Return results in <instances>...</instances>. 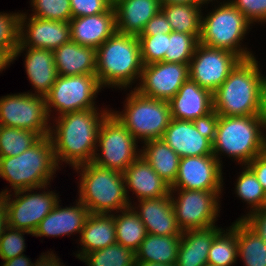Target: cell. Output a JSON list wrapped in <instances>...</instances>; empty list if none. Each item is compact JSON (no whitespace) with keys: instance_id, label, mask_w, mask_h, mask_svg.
<instances>
[{"instance_id":"43","label":"cell","mask_w":266,"mask_h":266,"mask_svg":"<svg viewBox=\"0 0 266 266\" xmlns=\"http://www.w3.org/2000/svg\"><path fill=\"white\" fill-rule=\"evenodd\" d=\"M230 2L252 23L266 22V0H230Z\"/></svg>"},{"instance_id":"16","label":"cell","mask_w":266,"mask_h":266,"mask_svg":"<svg viewBox=\"0 0 266 266\" xmlns=\"http://www.w3.org/2000/svg\"><path fill=\"white\" fill-rule=\"evenodd\" d=\"M222 167L214 155L182 157L176 180L170 188L223 191Z\"/></svg>"},{"instance_id":"44","label":"cell","mask_w":266,"mask_h":266,"mask_svg":"<svg viewBox=\"0 0 266 266\" xmlns=\"http://www.w3.org/2000/svg\"><path fill=\"white\" fill-rule=\"evenodd\" d=\"M70 4L72 18L104 13L113 6L107 0H70Z\"/></svg>"},{"instance_id":"58","label":"cell","mask_w":266,"mask_h":266,"mask_svg":"<svg viewBox=\"0 0 266 266\" xmlns=\"http://www.w3.org/2000/svg\"><path fill=\"white\" fill-rule=\"evenodd\" d=\"M203 266H215V265H212V264L207 263V264H205Z\"/></svg>"},{"instance_id":"52","label":"cell","mask_w":266,"mask_h":266,"mask_svg":"<svg viewBox=\"0 0 266 266\" xmlns=\"http://www.w3.org/2000/svg\"><path fill=\"white\" fill-rule=\"evenodd\" d=\"M13 62V56L3 49H0V72L7 69Z\"/></svg>"},{"instance_id":"40","label":"cell","mask_w":266,"mask_h":266,"mask_svg":"<svg viewBox=\"0 0 266 266\" xmlns=\"http://www.w3.org/2000/svg\"><path fill=\"white\" fill-rule=\"evenodd\" d=\"M140 43L141 60L143 65L164 60L167 52L168 34L155 36H137Z\"/></svg>"},{"instance_id":"36","label":"cell","mask_w":266,"mask_h":266,"mask_svg":"<svg viewBox=\"0 0 266 266\" xmlns=\"http://www.w3.org/2000/svg\"><path fill=\"white\" fill-rule=\"evenodd\" d=\"M42 137L33 131L0 125V157L17 156Z\"/></svg>"},{"instance_id":"33","label":"cell","mask_w":266,"mask_h":266,"mask_svg":"<svg viewBox=\"0 0 266 266\" xmlns=\"http://www.w3.org/2000/svg\"><path fill=\"white\" fill-rule=\"evenodd\" d=\"M238 257L244 266H266V243L242 220L237 219Z\"/></svg>"},{"instance_id":"28","label":"cell","mask_w":266,"mask_h":266,"mask_svg":"<svg viewBox=\"0 0 266 266\" xmlns=\"http://www.w3.org/2000/svg\"><path fill=\"white\" fill-rule=\"evenodd\" d=\"M222 229L216 225L205 229L183 231L176 265L203 266L207 264L212 241Z\"/></svg>"},{"instance_id":"11","label":"cell","mask_w":266,"mask_h":266,"mask_svg":"<svg viewBox=\"0 0 266 266\" xmlns=\"http://www.w3.org/2000/svg\"><path fill=\"white\" fill-rule=\"evenodd\" d=\"M101 89L96 75H59L45 96L50 120L54 111L58 117L69 112L98 108L95 100Z\"/></svg>"},{"instance_id":"29","label":"cell","mask_w":266,"mask_h":266,"mask_svg":"<svg viewBox=\"0 0 266 266\" xmlns=\"http://www.w3.org/2000/svg\"><path fill=\"white\" fill-rule=\"evenodd\" d=\"M140 156L170 186L175 182L181 157L162 139L144 142Z\"/></svg>"},{"instance_id":"25","label":"cell","mask_w":266,"mask_h":266,"mask_svg":"<svg viewBox=\"0 0 266 266\" xmlns=\"http://www.w3.org/2000/svg\"><path fill=\"white\" fill-rule=\"evenodd\" d=\"M161 0H118L114 5L116 31L138 36L161 10Z\"/></svg>"},{"instance_id":"20","label":"cell","mask_w":266,"mask_h":266,"mask_svg":"<svg viewBox=\"0 0 266 266\" xmlns=\"http://www.w3.org/2000/svg\"><path fill=\"white\" fill-rule=\"evenodd\" d=\"M22 53L25 54L24 67L27 78L35 91L33 94L46 96L59 76L54 62L53 51L17 47L13 53V63Z\"/></svg>"},{"instance_id":"50","label":"cell","mask_w":266,"mask_h":266,"mask_svg":"<svg viewBox=\"0 0 266 266\" xmlns=\"http://www.w3.org/2000/svg\"><path fill=\"white\" fill-rule=\"evenodd\" d=\"M8 227L6 198L4 195H0V238Z\"/></svg>"},{"instance_id":"2","label":"cell","mask_w":266,"mask_h":266,"mask_svg":"<svg viewBox=\"0 0 266 266\" xmlns=\"http://www.w3.org/2000/svg\"><path fill=\"white\" fill-rule=\"evenodd\" d=\"M256 57L241 59L213 93L219 116L265 115L266 76Z\"/></svg>"},{"instance_id":"32","label":"cell","mask_w":266,"mask_h":266,"mask_svg":"<svg viewBox=\"0 0 266 266\" xmlns=\"http://www.w3.org/2000/svg\"><path fill=\"white\" fill-rule=\"evenodd\" d=\"M115 214L116 242L135 253L147 235L144 224L131 206Z\"/></svg>"},{"instance_id":"48","label":"cell","mask_w":266,"mask_h":266,"mask_svg":"<svg viewBox=\"0 0 266 266\" xmlns=\"http://www.w3.org/2000/svg\"><path fill=\"white\" fill-rule=\"evenodd\" d=\"M246 166L254 173L257 180L266 191V159L261 155L256 156Z\"/></svg>"},{"instance_id":"4","label":"cell","mask_w":266,"mask_h":266,"mask_svg":"<svg viewBox=\"0 0 266 266\" xmlns=\"http://www.w3.org/2000/svg\"><path fill=\"white\" fill-rule=\"evenodd\" d=\"M265 137V115L219 116L212 143L213 155L221 165L223 155L241 166L247 165L261 155Z\"/></svg>"},{"instance_id":"10","label":"cell","mask_w":266,"mask_h":266,"mask_svg":"<svg viewBox=\"0 0 266 266\" xmlns=\"http://www.w3.org/2000/svg\"><path fill=\"white\" fill-rule=\"evenodd\" d=\"M222 192L170 189L171 203L179 229L183 232L215 226L217 218L220 217L218 213L221 210Z\"/></svg>"},{"instance_id":"49","label":"cell","mask_w":266,"mask_h":266,"mask_svg":"<svg viewBox=\"0 0 266 266\" xmlns=\"http://www.w3.org/2000/svg\"><path fill=\"white\" fill-rule=\"evenodd\" d=\"M60 260L56 252L54 254L53 251H47V253H41L39 259L37 258L32 266H66Z\"/></svg>"},{"instance_id":"22","label":"cell","mask_w":266,"mask_h":266,"mask_svg":"<svg viewBox=\"0 0 266 266\" xmlns=\"http://www.w3.org/2000/svg\"><path fill=\"white\" fill-rule=\"evenodd\" d=\"M69 25L71 41L97 49L116 32L114 7L104 13L72 18Z\"/></svg>"},{"instance_id":"57","label":"cell","mask_w":266,"mask_h":266,"mask_svg":"<svg viewBox=\"0 0 266 266\" xmlns=\"http://www.w3.org/2000/svg\"><path fill=\"white\" fill-rule=\"evenodd\" d=\"M108 2H110L112 5H114L118 0H107Z\"/></svg>"},{"instance_id":"21","label":"cell","mask_w":266,"mask_h":266,"mask_svg":"<svg viewBox=\"0 0 266 266\" xmlns=\"http://www.w3.org/2000/svg\"><path fill=\"white\" fill-rule=\"evenodd\" d=\"M123 176L130 205H132V199L129 198L130 191L135 194L136 201L170 195V185L141 156L127 167Z\"/></svg>"},{"instance_id":"39","label":"cell","mask_w":266,"mask_h":266,"mask_svg":"<svg viewBox=\"0 0 266 266\" xmlns=\"http://www.w3.org/2000/svg\"><path fill=\"white\" fill-rule=\"evenodd\" d=\"M30 2L32 13L28 16L64 22H70L72 19L70 0H30Z\"/></svg>"},{"instance_id":"23","label":"cell","mask_w":266,"mask_h":266,"mask_svg":"<svg viewBox=\"0 0 266 266\" xmlns=\"http://www.w3.org/2000/svg\"><path fill=\"white\" fill-rule=\"evenodd\" d=\"M168 102L171 118L193 121L213 110V93L188 78Z\"/></svg>"},{"instance_id":"27","label":"cell","mask_w":266,"mask_h":266,"mask_svg":"<svg viewBox=\"0 0 266 266\" xmlns=\"http://www.w3.org/2000/svg\"><path fill=\"white\" fill-rule=\"evenodd\" d=\"M54 62L61 76L95 75L96 49L69 41L53 51Z\"/></svg>"},{"instance_id":"41","label":"cell","mask_w":266,"mask_h":266,"mask_svg":"<svg viewBox=\"0 0 266 266\" xmlns=\"http://www.w3.org/2000/svg\"><path fill=\"white\" fill-rule=\"evenodd\" d=\"M21 12H0V49L12 56L19 42V18Z\"/></svg>"},{"instance_id":"46","label":"cell","mask_w":266,"mask_h":266,"mask_svg":"<svg viewBox=\"0 0 266 266\" xmlns=\"http://www.w3.org/2000/svg\"><path fill=\"white\" fill-rule=\"evenodd\" d=\"M171 32L170 23L160 10L147 22L144 30L138 36H155L156 34H170Z\"/></svg>"},{"instance_id":"54","label":"cell","mask_w":266,"mask_h":266,"mask_svg":"<svg viewBox=\"0 0 266 266\" xmlns=\"http://www.w3.org/2000/svg\"><path fill=\"white\" fill-rule=\"evenodd\" d=\"M219 1V0H218ZM217 0H197V5H199V6H201V7H203L204 8V6H205V8H207L206 7V4H207V6H208V4L211 2L212 3V6H213V4L215 5L216 3L215 2H217V4L219 3ZM221 1V0H220ZM214 2V3H213Z\"/></svg>"},{"instance_id":"19","label":"cell","mask_w":266,"mask_h":266,"mask_svg":"<svg viewBox=\"0 0 266 266\" xmlns=\"http://www.w3.org/2000/svg\"><path fill=\"white\" fill-rule=\"evenodd\" d=\"M137 202L130 206L139 216L147 233L160 236H181L182 231L177 225L170 195Z\"/></svg>"},{"instance_id":"18","label":"cell","mask_w":266,"mask_h":266,"mask_svg":"<svg viewBox=\"0 0 266 266\" xmlns=\"http://www.w3.org/2000/svg\"><path fill=\"white\" fill-rule=\"evenodd\" d=\"M59 200L51 212L39 223L32 236L60 237L81 234L85 221L90 214L87 207L76 199L75 205L64 207Z\"/></svg>"},{"instance_id":"51","label":"cell","mask_w":266,"mask_h":266,"mask_svg":"<svg viewBox=\"0 0 266 266\" xmlns=\"http://www.w3.org/2000/svg\"><path fill=\"white\" fill-rule=\"evenodd\" d=\"M2 266H32L33 262L25 254L19 255L9 260H4Z\"/></svg>"},{"instance_id":"17","label":"cell","mask_w":266,"mask_h":266,"mask_svg":"<svg viewBox=\"0 0 266 266\" xmlns=\"http://www.w3.org/2000/svg\"><path fill=\"white\" fill-rule=\"evenodd\" d=\"M21 12L17 47H30L54 51L71 41L69 22L41 19Z\"/></svg>"},{"instance_id":"55","label":"cell","mask_w":266,"mask_h":266,"mask_svg":"<svg viewBox=\"0 0 266 266\" xmlns=\"http://www.w3.org/2000/svg\"><path fill=\"white\" fill-rule=\"evenodd\" d=\"M135 266H177L176 264L165 265L162 263H135Z\"/></svg>"},{"instance_id":"35","label":"cell","mask_w":266,"mask_h":266,"mask_svg":"<svg viewBox=\"0 0 266 266\" xmlns=\"http://www.w3.org/2000/svg\"><path fill=\"white\" fill-rule=\"evenodd\" d=\"M241 167L240 169L243 170L239 172L236 178L237 181H235L234 193L236 194L235 197L241 199L242 202L244 201L246 205H248L246 208L250 210L247 211L248 213L245 215L239 217L238 220H242L249 213L263 208L266 201V191L263 189L254 173L246 165Z\"/></svg>"},{"instance_id":"45","label":"cell","mask_w":266,"mask_h":266,"mask_svg":"<svg viewBox=\"0 0 266 266\" xmlns=\"http://www.w3.org/2000/svg\"><path fill=\"white\" fill-rule=\"evenodd\" d=\"M219 120V115L213 109L208 114L198 117L193 120V124L198 130V132L206 137L211 143H213L215 139L216 127Z\"/></svg>"},{"instance_id":"53","label":"cell","mask_w":266,"mask_h":266,"mask_svg":"<svg viewBox=\"0 0 266 266\" xmlns=\"http://www.w3.org/2000/svg\"><path fill=\"white\" fill-rule=\"evenodd\" d=\"M161 4H197V0H161Z\"/></svg>"},{"instance_id":"30","label":"cell","mask_w":266,"mask_h":266,"mask_svg":"<svg viewBox=\"0 0 266 266\" xmlns=\"http://www.w3.org/2000/svg\"><path fill=\"white\" fill-rule=\"evenodd\" d=\"M181 236H160L147 233L135 252V263L176 264Z\"/></svg>"},{"instance_id":"59","label":"cell","mask_w":266,"mask_h":266,"mask_svg":"<svg viewBox=\"0 0 266 266\" xmlns=\"http://www.w3.org/2000/svg\"><path fill=\"white\" fill-rule=\"evenodd\" d=\"M265 118H266V99H265Z\"/></svg>"},{"instance_id":"26","label":"cell","mask_w":266,"mask_h":266,"mask_svg":"<svg viewBox=\"0 0 266 266\" xmlns=\"http://www.w3.org/2000/svg\"><path fill=\"white\" fill-rule=\"evenodd\" d=\"M80 249L75 256L81 260L86 254L106 248L116 242L115 213H90L79 236Z\"/></svg>"},{"instance_id":"56","label":"cell","mask_w":266,"mask_h":266,"mask_svg":"<svg viewBox=\"0 0 266 266\" xmlns=\"http://www.w3.org/2000/svg\"><path fill=\"white\" fill-rule=\"evenodd\" d=\"M261 156L264 159H266V137L264 139L263 146H262V149H261Z\"/></svg>"},{"instance_id":"13","label":"cell","mask_w":266,"mask_h":266,"mask_svg":"<svg viewBox=\"0 0 266 266\" xmlns=\"http://www.w3.org/2000/svg\"><path fill=\"white\" fill-rule=\"evenodd\" d=\"M48 185L50 184L4 195L7 204L9 227L26 230L31 233L36 230L39 223L60 200L58 193L54 190H48V187H50ZM34 190L42 192H34Z\"/></svg>"},{"instance_id":"14","label":"cell","mask_w":266,"mask_h":266,"mask_svg":"<svg viewBox=\"0 0 266 266\" xmlns=\"http://www.w3.org/2000/svg\"><path fill=\"white\" fill-rule=\"evenodd\" d=\"M240 60L234 52L199 42L189 63V78L214 93Z\"/></svg>"},{"instance_id":"31","label":"cell","mask_w":266,"mask_h":266,"mask_svg":"<svg viewBox=\"0 0 266 266\" xmlns=\"http://www.w3.org/2000/svg\"><path fill=\"white\" fill-rule=\"evenodd\" d=\"M197 4H162L161 11L170 23L172 31L201 36L202 9Z\"/></svg>"},{"instance_id":"24","label":"cell","mask_w":266,"mask_h":266,"mask_svg":"<svg viewBox=\"0 0 266 266\" xmlns=\"http://www.w3.org/2000/svg\"><path fill=\"white\" fill-rule=\"evenodd\" d=\"M161 139L181 158L213 155L212 143L198 132L192 121L172 118Z\"/></svg>"},{"instance_id":"34","label":"cell","mask_w":266,"mask_h":266,"mask_svg":"<svg viewBox=\"0 0 266 266\" xmlns=\"http://www.w3.org/2000/svg\"><path fill=\"white\" fill-rule=\"evenodd\" d=\"M238 259L237 219L223 228L213 239L208 252V263L215 266H233Z\"/></svg>"},{"instance_id":"42","label":"cell","mask_w":266,"mask_h":266,"mask_svg":"<svg viewBox=\"0 0 266 266\" xmlns=\"http://www.w3.org/2000/svg\"><path fill=\"white\" fill-rule=\"evenodd\" d=\"M25 234L33 235V233L8 227L0 238V258L2 261L9 260L24 254L26 249Z\"/></svg>"},{"instance_id":"3","label":"cell","mask_w":266,"mask_h":266,"mask_svg":"<svg viewBox=\"0 0 266 266\" xmlns=\"http://www.w3.org/2000/svg\"><path fill=\"white\" fill-rule=\"evenodd\" d=\"M143 63L136 35L115 32L96 49V77L100 86L119 90L140 80Z\"/></svg>"},{"instance_id":"8","label":"cell","mask_w":266,"mask_h":266,"mask_svg":"<svg viewBox=\"0 0 266 266\" xmlns=\"http://www.w3.org/2000/svg\"><path fill=\"white\" fill-rule=\"evenodd\" d=\"M129 91L123 111H114L111 108L110 112L142 144L161 139L172 119L169 102L144 96L134 87Z\"/></svg>"},{"instance_id":"7","label":"cell","mask_w":266,"mask_h":266,"mask_svg":"<svg viewBox=\"0 0 266 266\" xmlns=\"http://www.w3.org/2000/svg\"><path fill=\"white\" fill-rule=\"evenodd\" d=\"M212 9L205 15L202 12L199 42L212 48L234 52L241 59L255 57L253 51L242 45L253 24L230 0L221 1Z\"/></svg>"},{"instance_id":"12","label":"cell","mask_w":266,"mask_h":266,"mask_svg":"<svg viewBox=\"0 0 266 266\" xmlns=\"http://www.w3.org/2000/svg\"><path fill=\"white\" fill-rule=\"evenodd\" d=\"M51 120L46 110V97L33 92L7 94L0 97V125L50 135Z\"/></svg>"},{"instance_id":"37","label":"cell","mask_w":266,"mask_h":266,"mask_svg":"<svg viewBox=\"0 0 266 266\" xmlns=\"http://www.w3.org/2000/svg\"><path fill=\"white\" fill-rule=\"evenodd\" d=\"M81 261L87 266H135V253L115 243L86 254Z\"/></svg>"},{"instance_id":"38","label":"cell","mask_w":266,"mask_h":266,"mask_svg":"<svg viewBox=\"0 0 266 266\" xmlns=\"http://www.w3.org/2000/svg\"><path fill=\"white\" fill-rule=\"evenodd\" d=\"M199 40L193 34L172 31L168 34L167 52L164 62L190 63Z\"/></svg>"},{"instance_id":"47","label":"cell","mask_w":266,"mask_h":266,"mask_svg":"<svg viewBox=\"0 0 266 266\" xmlns=\"http://www.w3.org/2000/svg\"><path fill=\"white\" fill-rule=\"evenodd\" d=\"M242 221L266 243V207L249 213Z\"/></svg>"},{"instance_id":"5","label":"cell","mask_w":266,"mask_h":266,"mask_svg":"<svg viewBox=\"0 0 266 266\" xmlns=\"http://www.w3.org/2000/svg\"><path fill=\"white\" fill-rule=\"evenodd\" d=\"M57 170L60 166L55 159L52 140L50 136L42 137L17 156L0 157V177L11 186V189H2L0 195L50 184Z\"/></svg>"},{"instance_id":"1","label":"cell","mask_w":266,"mask_h":266,"mask_svg":"<svg viewBox=\"0 0 266 266\" xmlns=\"http://www.w3.org/2000/svg\"><path fill=\"white\" fill-rule=\"evenodd\" d=\"M99 109L93 108L51 117L53 125L50 126L49 136L58 166L65 163L74 168L93 161L100 126L111 113L110 108Z\"/></svg>"},{"instance_id":"9","label":"cell","mask_w":266,"mask_h":266,"mask_svg":"<svg viewBox=\"0 0 266 266\" xmlns=\"http://www.w3.org/2000/svg\"><path fill=\"white\" fill-rule=\"evenodd\" d=\"M138 143L126 127L110 113L100 126L92 162L97 166L124 173L140 156Z\"/></svg>"},{"instance_id":"15","label":"cell","mask_w":266,"mask_h":266,"mask_svg":"<svg viewBox=\"0 0 266 266\" xmlns=\"http://www.w3.org/2000/svg\"><path fill=\"white\" fill-rule=\"evenodd\" d=\"M189 78V63L164 61L143 65L141 77L134 88L140 94L169 101Z\"/></svg>"},{"instance_id":"6","label":"cell","mask_w":266,"mask_h":266,"mask_svg":"<svg viewBox=\"0 0 266 266\" xmlns=\"http://www.w3.org/2000/svg\"><path fill=\"white\" fill-rule=\"evenodd\" d=\"M73 170L79 173L77 199L90 213L114 214L130 207L122 172L93 162L81 164Z\"/></svg>"}]
</instances>
